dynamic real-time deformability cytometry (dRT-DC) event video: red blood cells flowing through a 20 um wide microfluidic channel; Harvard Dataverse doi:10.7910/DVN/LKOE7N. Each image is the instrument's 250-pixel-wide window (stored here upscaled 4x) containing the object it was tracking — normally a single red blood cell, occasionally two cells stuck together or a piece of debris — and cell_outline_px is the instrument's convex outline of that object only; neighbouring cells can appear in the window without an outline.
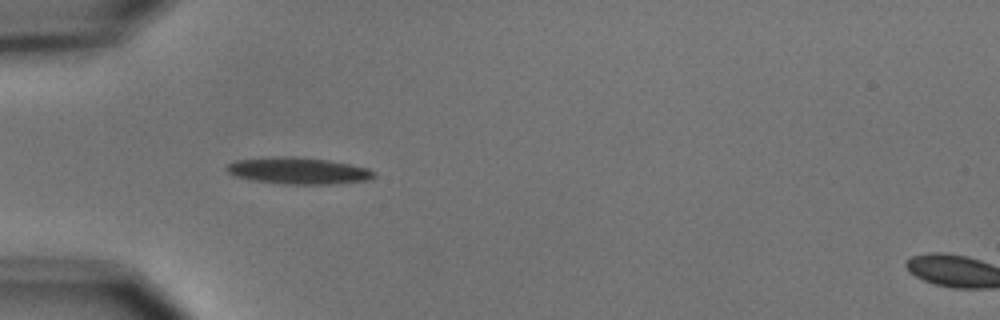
{"species": "common noctule bat (a hibernating species)", "species_latin": "Nyctalus noctula", "temperature_condition": "cold", "stored_images_in_passage": 5, "camera_frame_rate_fps": 3000, "um_per_image_px": 0.085, "animal": {"sex": "male", "body_mass_g": 15.6}, "frame": {"image": 1, "passage_image": 4, "time_ms": 3.667, "image_size_px": [1000, 320], "cell_outline_px": [[376, 176], [372, 180], [332, 184], [284, 184], [252, 180], [232, 176], [224, 168], [224, 164], [236, 160], [272, 156], [292, 156], [328, 160], [368, 168], [376, 172]], "centroid_in_image_um": [25.32, 14.51], "position_along_channel_um": 59.7, "area_um2": 23.29}}
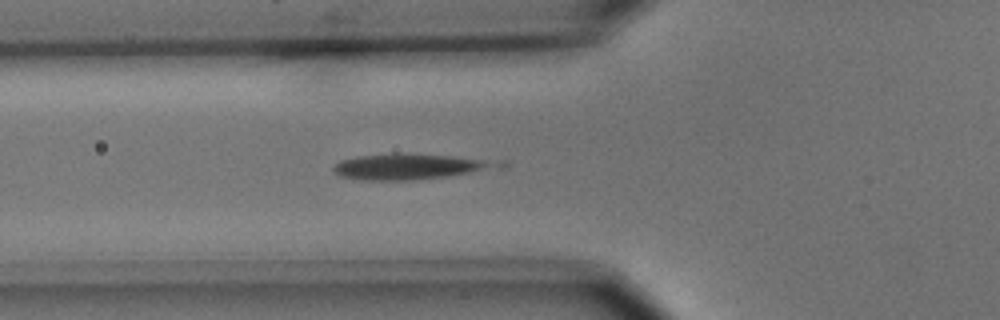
{"frame": {"image": 2, "passage_image": 5, "time_ms": 4.667, "image_size_px": [1000, 320], "cell_outline_px": [[508, 164], [504, 168], [448, 176], [408, 180], [360, 180], [340, 176], [332, 168], [340, 160], [356, 156], [392, 152], [396, 152], [508, 160]], "centroid_in_image_um": [35.01, 14.13], "position_along_channel_um": 90.8, "area_um2": 25.49}}